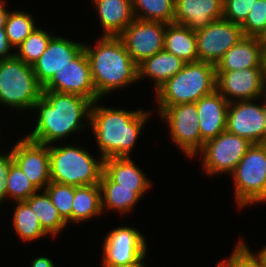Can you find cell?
<instances>
[{"label":"cell","instance_id":"277c9868","mask_svg":"<svg viewBox=\"0 0 266 267\" xmlns=\"http://www.w3.org/2000/svg\"><path fill=\"white\" fill-rule=\"evenodd\" d=\"M216 65L204 61L185 63L156 90L158 107L195 103L216 90Z\"/></svg>","mask_w":266,"mask_h":267},{"label":"cell","instance_id":"9a60e30c","mask_svg":"<svg viewBox=\"0 0 266 267\" xmlns=\"http://www.w3.org/2000/svg\"><path fill=\"white\" fill-rule=\"evenodd\" d=\"M257 100L231 102L227 113L226 130L252 144L265 143L264 103Z\"/></svg>","mask_w":266,"mask_h":267},{"label":"cell","instance_id":"2e32d148","mask_svg":"<svg viewBox=\"0 0 266 267\" xmlns=\"http://www.w3.org/2000/svg\"><path fill=\"white\" fill-rule=\"evenodd\" d=\"M14 162L41 192L51 182L49 146L29 140L27 137L11 148Z\"/></svg>","mask_w":266,"mask_h":267},{"label":"cell","instance_id":"60d3db41","mask_svg":"<svg viewBox=\"0 0 266 267\" xmlns=\"http://www.w3.org/2000/svg\"><path fill=\"white\" fill-rule=\"evenodd\" d=\"M262 66H263L264 80H265V85H266V43L264 44V48H263Z\"/></svg>","mask_w":266,"mask_h":267},{"label":"cell","instance_id":"cb8c5ba5","mask_svg":"<svg viewBox=\"0 0 266 267\" xmlns=\"http://www.w3.org/2000/svg\"><path fill=\"white\" fill-rule=\"evenodd\" d=\"M164 50L179 57L185 63L198 61L195 31L184 25L167 24Z\"/></svg>","mask_w":266,"mask_h":267},{"label":"cell","instance_id":"4dcf8cb0","mask_svg":"<svg viewBox=\"0 0 266 267\" xmlns=\"http://www.w3.org/2000/svg\"><path fill=\"white\" fill-rule=\"evenodd\" d=\"M54 35L37 27L14 51L15 56L27 65L32 66L44 53Z\"/></svg>","mask_w":266,"mask_h":267},{"label":"cell","instance_id":"e0dca14e","mask_svg":"<svg viewBox=\"0 0 266 267\" xmlns=\"http://www.w3.org/2000/svg\"><path fill=\"white\" fill-rule=\"evenodd\" d=\"M84 44L54 35L44 53L32 65L38 82L44 86L57 71L70 64V61L84 49Z\"/></svg>","mask_w":266,"mask_h":267},{"label":"cell","instance_id":"d590c367","mask_svg":"<svg viewBox=\"0 0 266 267\" xmlns=\"http://www.w3.org/2000/svg\"><path fill=\"white\" fill-rule=\"evenodd\" d=\"M257 0H224L223 18L240 26Z\"/></svg>","mask_w":266,"mask_h":267},{"label":"cell","instance_id":"8992f818","mask_svg":"<svg viewBox=\"0 0 266 267\" xmlns=\"http://www.w3.org/2000/svg\"><path fill=\"white\" fill-rule=\"evenodd\" d=\"M43 86L33 68L16 56L0 61V104L11 109H33L42 97Z\"/></svg>","mask_w":266,"mask_h":267},{"label":"cell","instance_id":"5b68a950","mask_svg":"<svg viewBox=\"0 0 266 267\" xmlns=\"http://www.w3.org/2000/svg\"><path fill=\"white\" fill-rule=\"evenodd\" d=\"M51 182L84 186L99 184L104 159H95L86 148L73 145H49Z\"/></svg>","mask_w":266,"mask_h":267},{"label":"cell","instance_id":"9c48e42d","mask_svg":"<svg viewBox=\"0 0 266 267\" xmlns=\"http://www.w3.org/2000/svg\"><path fill=\"white\" fill-rule=\"evenodd\" d=\"M251 145L245 138L227 130L206 141L200 152L206 174L232 173Z\"/></svg>","mask_w":266,"mask_h":267},{"label":"cell","instance_id":"d6a6232c","mask_svg":"<svg viewBox=\"0 0 266 267\" xmlns=\"http://www.w3.org/2000/svg\"><path fill=\"white\" fill-rule=\"evenodd\" d=\"M57 208L61 217L69 224L72 223V203L74 186L50 182L44 189Z\"/></svg>","mask_w":266,"mask_h":267},{"label":"cell","instance_id":"1f68e13d","mask_svg":"<svg viewBox=\"0 0 266 267\" xmlns=\"http://www.w3.org/2000/svg\"><path fill=\"white\" fill-rule=\"evenodd\" d=\"M39 191L26 177L21 168L14 162L10 166L7 178V198L21 202L26 201L32 194Z\"/></svg>","mask_w":266,"mask_h":267},{"label":"cell","instance_id":"7a4b0ae2","mask_svg":"<svg viewBox=\"0 0 266 267\" xmlns=\"http://www.w3.org/2000/svg\"><path fill=\"white\" fill-rule=\"evenodd\" d=\"M97 103L99 100L92 103L89 123L100 156L103 159L131 157L138 136L152 113L141 108L135 111L107 108Z\"/></svg>","mask_w":266,"mask_h":267},{"label":"cell","instance_id":"ba28073f","mask_svg":"<svg viewBox=\"0 0 266 267\" xmlns=\"http://www.w3.org/2000/svg\"><path fill=\"white\" fill-rule=\"evenodd\" d=\"M160 119L168 125L172 142L192 158L201 152V135L195 103L158 107Z\"/></svg>","mask_w":266,"mask_h":267},{"label":"cell","instance_id":"b9f144b4","mask_svg":"<svg viewBox=\"0 0 266 267\" xmlns=\"http://www.w3.org/2000/svg\"><path fill=\"white\" fill-rule=\"evenodd\" d=\"M256 254L263 260L266 266V245L265 247H262L261 250L257 251Z\"/></svg>","mask_w":266,"mask_h":267},{"label":"cell","instance_id":"7bdbcfd3","mask_svg":"<svg viewBox=\"0 0 266 267\" xmlns=\"http://www.w3.org/2000/svg\"><path fill=\"white\" fill-rule=\"evenodd\" d=\"M264 113H265V143H266V96L264 97Z\"/></svg>","mask_w":266,"mask_h":267},{"label":"cell","instance_id":"5bb4252c","mask_svg":"<svg viewBox=\"0 0 266 267\" xmlns=\"http://www.w3.org/2000/svg\"><path fill=\"white\" fill-rule=\"evenodd\" d=\"M216 90L229 102L266 96L263 68L216 71Z\"/></svg>","mask_w":266,"mask_h":267},{"label":"cell","instance_id":"ee69618b","mask_svg":"<svg viewBox=\"0 0 266 267\" xmlns=\"http://www.w3.org/2000/svg\"><path fill=\"white\" fill-rule=\"evenodd\" d=\"M121 267H145V265H144V262L142 260L137 264H133V265H130V266H121Z\"/></svg>","mask_w":266,"mask_h":267},{"label":"cell","instance_id":"484cf974","mask_svg":"<svg viewBox=\"0 0 266 267\" xmlns=\"http://www.w3.org/2000/svg\"><path fill=\"white\" fill-rule=\"evenodd\" d=\"M36 214L41 227L49 236L59 235L68 226L67 222L61 217L57 208L52 204L47 192L42 190L32 194L25 201Z\"/></svg>","mask_w":266,"mask_h":267},{"label":"cell","instance_id":"e575fe53","mask_svg":"<svg viewBox=\"0 0 266 267\" xmlns=\"http://www.w3.org/2000/svg\"><path fill=\"white\" fill-rule=\"evenodd\" d=\"M241 29L243 36L261 38L266 33V0H257Z\"/></svg>","mask_w":266,"mask_h":267},{"label":"cell","instance_id":"f35d334b","mask_svg":"<svg viewBox=\"0 0 266 267\" xmlns=\"http://www.w3.org/2000/svg\"><path fill=\"white\" fill-rule=\"evenodd\" d=\"M32 267H55L51 259L41 256L37 257L31 262Z\"/></svg>","mask_w":266,"mask_h":267},{"label":"cell","instance_id":"f546056e","mask_svg":"<svg viewBox=\"0 0 266 267\" xmlns=\"http://www.w3.org/2000/svg\"><path fill=\"white\" fill-rule=\"evenodd\" d=\"M32 15L22 11H9L5 31L9 44L13 49L19 45L37 28Z\"/></svg>","mask_w":266,"mask_h":267},{"label":"cell","instance_id":"ac0fdd59","mask_svg":"<svg viewBox=\"0 0 266 267\" xmlns=\"http://www.w3.org/2000/svg\"><path fill=\"white\" fill-rule=\"evenodd\" d=\"M201 135V150L204 143L216 138L226 130L229 102L217 91L195 102Z\"/></svg>","mask_w":266,"mask_h":267},{"label":"cell","instance_id":"836d02e7","mask_svg":"<svg viewBox=\"0 0 266 267\" xmlns=\"http://www.w3.org/2000/svg\"><path fill=\"white\" fill-rule=\"evenodd\" d=\"M217 267H266L263 260L253 253L243 239L239 240L228 259L218 262Z\"/></svg>","mask_w":266,"mask_h":267},{"label":"cell","instance_id":"ab89813d","mask_svg":"<svg viewBox=\"0 0 266 267\" xmlns=\"http://www.w3.org/2000/svg\"><path fill=\"white\" fill-rule=\"evenodd\" d=\"M6 4V0H0V29H5V23L9 13L5 7Z\"/></svg>","mask_w":266,"mask_h":267},{"label":"cell","instance_id":"d6986e66","mask_svg":"<svg viewBox=\"0 0 266 267\" xmlns=\"http://www.w3.org/2000/svg\"><path fill=\"white\" fill-rule=\"evenodd\" d=\"M224 0H175L174 23L193 31L223 18Z\"/></svg>","mask_w":266,"mask_h":267},{"label":"cell","instance_id":"52a82bcc","mask_svg":"<svg viewBox=\"0 0 266 267\" xmlns=\"http://www.w3.org/2000/svg\"><path fill=\"white\" fill-rule=\"evenodd\" d=\"M239 208L266 202V143L252 144L231 173Z\"/></svg>","mask_w":266,"mask_h":267},{"label":"cell","instance_id":"f1b7e54d","mask_svg":"<svg viewBox=\"0 0 266 267\" xmlns=\"http://www.w3.org/2000/svg\"><path fill=\"white\" fill-rule=\"evenodd\" d=\"M135 18L174 23L175 0H132Z\"/></svg>","mask_w":266,"mask_h":267},{"label":"cell","instance_id":"30bf717a","mask_svg":"<svg viewBox=\"0 0 266 267\" xmlns=\"http://www.w3.org/2000/svg\"><path fill=\"white\" fill-rule=\"evenodd\" d=\"M137 228L118 226L103 241V267H121L137 264L146 258L147 246Z\"/></svg>","mask_w":266,"mask_h":267},{"label":"cell","instance_id":"74e56055","mask_svg":"<svg viewBox=\"0 0 266 267\" xmlns=\"http://www.w3.org/2000/svg\"><path fill=\"white\" fill-rule=\"evenodd\" d=\"M12 46L9 44L5 29H0V61L9 59L15 56V53H10Z\"/></svg>","mask_w":266,"mask_h":267},{"label":"cell","instance_id":"603a6c76","mask_svg":"<svg viewBox=\"0 0 266 267\" xmlns=\"http://www.w3.org/2000/svg\"><path fill=\"white\" fill-rule=\"evenodd\" d=\"M185 62L172 53L162 50L138 64V81L150 77L157 90L168 79L175 76Z\"/></svg>","mask_w":266,"mask_h":267},{"label":"cell","instance_id":"7402d4cb","mask_svg":"<svg viewBox=\"0 0 266 267\" xmlns=\"http://www.w3.org/2000/svg\"><path fill=\"white\" fill-rule=\"evenodd\" d=\"M98 11L102 36L119 37L135 19L132 0H92Z\"/></svg>","mask_w":266,"mask_h":267},{"label":"cell","instance_id":"8fae6325","mask_svg":"<svg viewBox=\"0 0 266 267\" xmlns=\"http://www.w3.org/2000/svg\"><path fill=\"white\" fill-rule=\"evenodd\" d=\"M197 57L217 65L224 54L244 36L239 24L224 18L212 21L206 28L195 31Z\"/></svg>","mask_w":266,"mask_h":267},{"label":"cell","instance_id":"4fadbf2b","mask_svg":"<svg viewBox=\"0 0 266 267\" xmlns=\"http://www.w3.org/2000/svg\"><path fill=\"white\" fill-rule=\"evenodd\" d=\"M166 26L167 23L135 18L124 29L119 37L137 65L164 49Z\"/></svg>","mask_w":266,"mask_h":267},{"label":"cell","instance_id":"4316f807","mask_svg":"<svg viewBox=\"0 0 266 267\" xmlns=\"http://www.w3.org/2000/svg\"><path fill=\"white\" fill-rule=\"evenodd\" d=\"M99 184L74 186L72 223L84 222L102 214Z\"/></svg>","mask_w":266,"mask_h":267},{"label":"cell","instance_id":"d4e9b609","mask_svg":"<svg viewBox=\"0 0 266 267\" xmlns=\"http://www.w3.org/2000/svg\"><path fill=\"white\" fill-rule=\"evenodd\" d=\"M102 211L109 209L119 213L131 212L134 206L142 197L134 191V188L117 187V183L112 182L102 173L100 183Z\"/></svg>","mask_w":266,"mask_h":267},{"label":"cell","instance_id":"44dd1931","mask_svg":"<svg viewBox=\"0 0 266 267\" xmlns=\"http://www.w3.org/2000/svg\"><path fill=\"white\" fill-rule=\"evenodd\" d=\"M103 173L117 187L134 188L141 197L152 186L150 179L136 166L131 157H108L103 162Z\"/></svg>","mask_w":266,"mask_h":267},{"label":"cell","instance_id":"ffe728a7","mask_svg":"<svg viewBox=\"0 0 266 267\" xmlns=\"http://www.w3.org/2000/svg\"><path fill=\"white\" fill-rule=\"evenodd\" d=\"M264 44L265 42L259 37L244 36L224 54L216 65V71L263 68Z\"/></svg>","mask_w":266,"mask_h":267},{"label":"cell","instance_id":"3957f363","mask_svg":"<svg viewBox=\"0 0 266 267\" xmlns=\"http://www.w3.org/2000/svg\"><path fill=\"white\" fill-rule=\"evenodd\" d=\"M97 95L102 99L116 89L138 81V65L120 37L101 36L92 47L84 44Z\"/></svg>","mask_w":266,"mask_h":267},{"label":"cell","instance_id":"83f0119b","mask_svg":"<svg viewBox=\"0 0 266 267\" xmlns=\"http://www.w3.org/2000/svg\"><path fill=\"white\" fill-rule=\"evenodd\" d=\"M16 204L12 222L13 229L16 231L21 241L31 242L38 240L41 237H48V234L41 227L40 222L31 207L25 201L16 202Z\"/></svg>","mask_w":266,"mask_h":267},{"label":"cell","instance_id":"7c38bea8","mask_svg":"<svg viewBox=\"0 0 266 267\" xmlns=\"http://www.w3.org/2000/svg\"><path fill=\"white\" fill-rule=\"evenodd\" d=\"M43 90L76 94L89 99L92 103L101 100L97 95L90 63L84 49L70 61V64L57 71L43 86Z\"/></svg>","mask_w":266,"mask_h":267},{"label":"cell","instance_id":"6da1fadb","mask_svg":"<svg viewBox=\"0 0 266 267\" xmlns=\"http://www.w3.org/2000/svg\"><path fill=\"white\" fill-rule=\"evenodd\" d=\"M92 102L82 96L43 90L33 109L38 111L29 140L49 146L67 136L89 128ZM88 119L87 123L84 121Z\"/></svg>","mask_w":266,"mask_h":267},{"label":"cell","instance_id":"f6af8a7d","mask_svg":"<svg viewBox=\"0 0 266 267\" xmlns=\"http://www.w3.org/2000/svg\"><path fill=\"white\" fill-rule=\"evenodd\" d=\"M261 39L266 43V33L261 37Z\"/></svg>","mask_w":266,"mask_h":267},{"label":"cell","instance_id":"8d00e7d4","mask_svg":"<svg viewBox=\"0 0 266 267\" xmlns=\"http://www.w3.org/2000/svg\"><path fill=\"white\" fill-rule=\"evenodd\" d=\"M14 163L11 150L0 153V204L7 200V178L10 166ZM6 199V200H5Z\"/></svg>","mask_w":266,"mask_h":267}]
</instances>
